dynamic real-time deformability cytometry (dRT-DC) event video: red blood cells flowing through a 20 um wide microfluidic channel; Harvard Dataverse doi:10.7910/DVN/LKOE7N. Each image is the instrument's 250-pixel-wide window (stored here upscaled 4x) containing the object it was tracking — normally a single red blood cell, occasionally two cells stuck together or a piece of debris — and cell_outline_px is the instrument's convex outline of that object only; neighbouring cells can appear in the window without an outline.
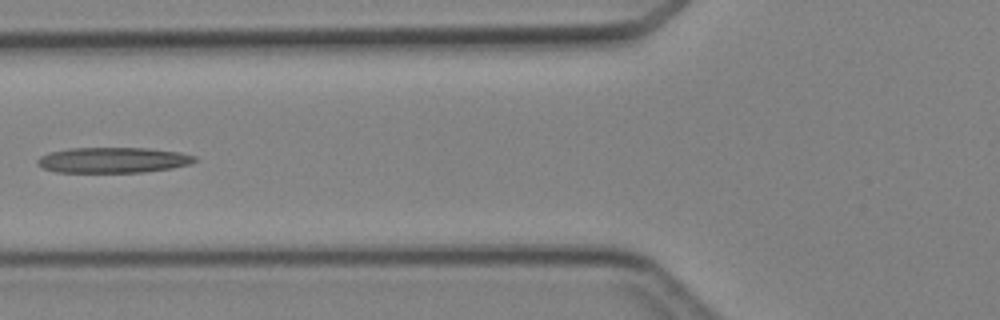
{"species": "Egyptian fruit bat (a non-hibernating species)", "species_latin": "Rousettus aegyptiacus", "temperature_condition": "cold", "stored_images_in_passage": 5, "camera_frame_rate_fps": 3000, "um_per_image_px": 0.085, "animal": {"sex": "female"}, "frame": {"image": 1, "passage_image": 5, "time_ms": 4.667, "image_size_px": [1000, 320], "cell_outline_px": [[196, 160], [188, 164], [172, 168], [144, 172], [56, 172], [44, 168], [36, 164], [36, 160], [40, 156], [48, 152], [72, 148], [148, 148], [180, 152], [196, 156]], "centroid_in_image_um": [9.58, 13.6], "position_along_channel_um": 116.2, "area_um2": 23.41}}